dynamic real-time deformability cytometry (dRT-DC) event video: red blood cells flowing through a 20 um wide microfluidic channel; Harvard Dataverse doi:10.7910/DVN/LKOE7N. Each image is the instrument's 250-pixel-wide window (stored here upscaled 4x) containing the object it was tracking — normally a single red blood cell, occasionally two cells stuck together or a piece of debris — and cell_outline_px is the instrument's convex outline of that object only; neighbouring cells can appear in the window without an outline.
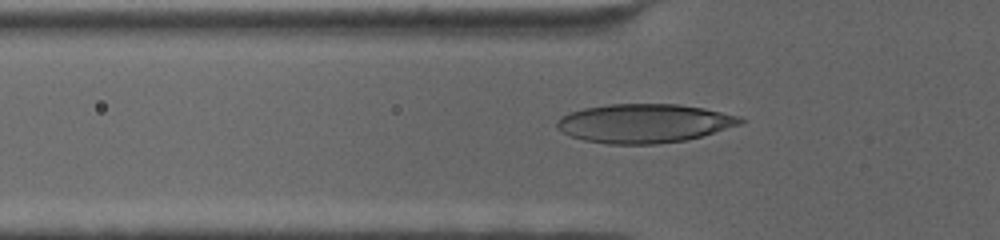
{"species": "human", "species_latin": "Homo sapiens", "temperature_condition": "cold", "stored_images_in_passage": 51, "camera_frame_rate_fps": 3000, "um_per_image_px": 0.085, "donor": {"sex": "female"}, "frame": {"image": 1, "passage_image": 5, "time_ms": 1.333, "image_size_px": [1000, 240], "cell_outline_px": [[748, 120], [740, 124], [700, 136], [684, 140], [656, 144], [608, 144], [584, 140], [572, 136], [556, 128], [556, 124], [560, 116], [584, 108], [608, 104], [680, 104], [704, 108], [740, 116]], "centroid_in_image_um": [54.76, 10.47], "position_along_channel_um": 71.0, "area_um2": 41.38}}
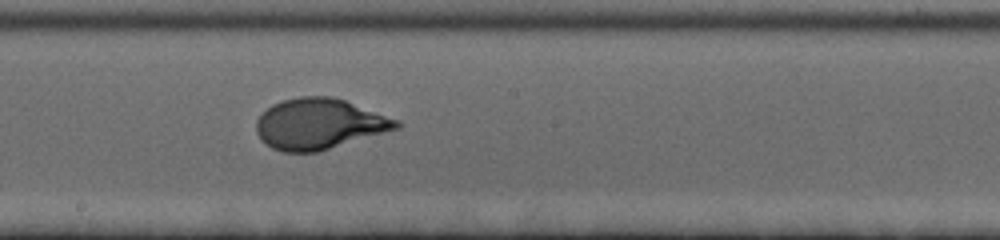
{"frame": {"image": 2, "passage_image": 20, "time_ms": 6.333, "image_size_px": [1000, 240], "cell_outline_px": [[400, 128], [316, 152], [284, 152], [272, 148], [264, 144], [260, 140], [256, 132], [256, 120], [272, 104], [284, 100], [300, 96], [332, 96], [344, 100], [400, 120]], "centroid_in_image_um": [27.11, 10.53], "position_along_channel_um": 221.1, "area_um2": 41.27}}
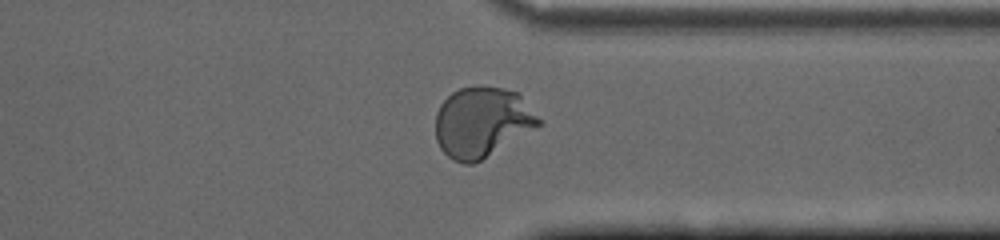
{"frame": {"image": 3, "passage_image": 35, "time_ms": 11.333, "image_size_px": [1000, 240], "cell_outline_px": [[544, 124], [480, 160], [472, 164], [464, 164], [452, 160], [440, 148], [436, 140], [436, 112], [440, 104], [452, 92], [460, 88], [504, 88], [516, 92], [544, 120]], "centroid_in_image_um": [40.99, 10.41], "position_along_channel_um": 370.4, "area_um2": 42.02}}